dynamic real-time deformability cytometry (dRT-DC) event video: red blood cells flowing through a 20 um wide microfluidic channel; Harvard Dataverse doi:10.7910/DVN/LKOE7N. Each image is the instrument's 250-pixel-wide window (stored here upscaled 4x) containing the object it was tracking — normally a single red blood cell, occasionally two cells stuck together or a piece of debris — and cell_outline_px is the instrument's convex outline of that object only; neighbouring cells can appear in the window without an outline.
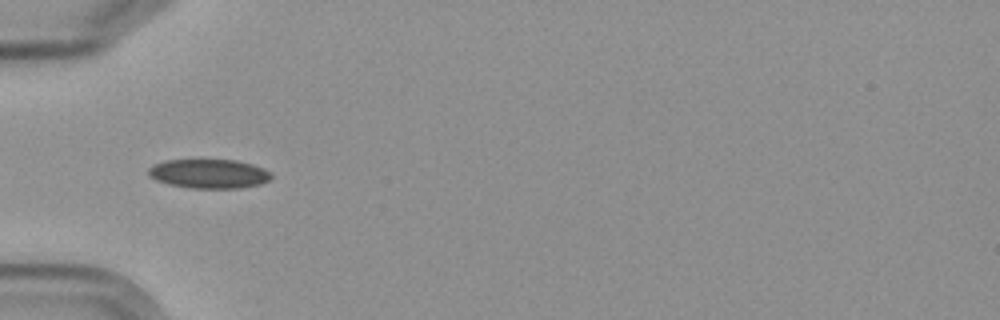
{"species": "Egyptian fruit bat (a non-hibernating species)", "species_latin": "Rousettus aegyptiacus", "temperature_condition": "cold", "stored_images_in_passage": 6, "camera_frame_rate_fps": 3000, "um_per_image_px": 0.085, "frame": {"image": 1, "passage_image": 6, "time_ms": 6.0, "image_size_px": [1000, 320], "cell_outline_px": [[272, 176], [268, 180], [260, 184], [240, 188], [192, 188], [168, 184], [156, 180], [148, 176], [148, 168], [152, 164], [164, 160], [236, 160], [252, 164], [264, 168]], "centroid_in_image_um": [17.72, 14.76], "position_along_channel_um": 67.3, "area_um2": 20.92}}